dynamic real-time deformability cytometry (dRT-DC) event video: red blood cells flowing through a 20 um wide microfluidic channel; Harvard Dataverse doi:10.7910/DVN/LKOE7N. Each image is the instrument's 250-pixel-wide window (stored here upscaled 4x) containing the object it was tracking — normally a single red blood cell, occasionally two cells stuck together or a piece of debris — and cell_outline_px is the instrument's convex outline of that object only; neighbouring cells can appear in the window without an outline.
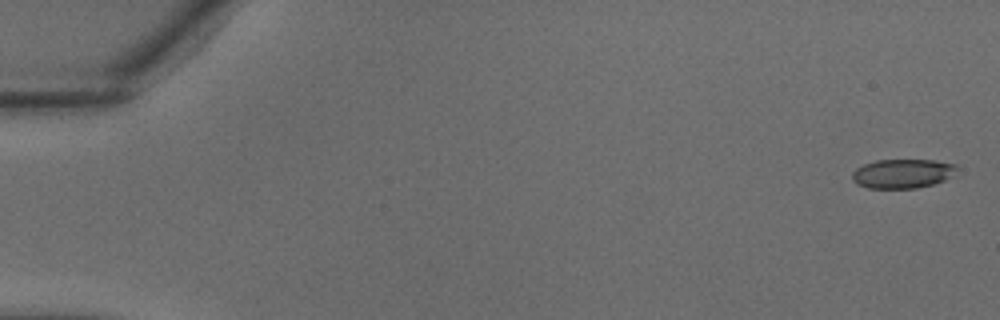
{"species": "common noctule bat (a hibernating species)", "species_latin": "Nyctalus noctula", "temperature_condition": "warm", "stored_images_in_passage": 37, "camera_frame_rate_fps": 3000, "um_per_image_px": 0.085, "animal": {"sex": "male", "body_mass_g": 18.8}, "frame": {"image": 1, "passage_image": 1, "time_ms": 0.0, "image_size_px": [1000, 320], "cell_outline_px": [[956, 168], [944, 180], [932, 184], [916, 188], [868, 188], [856, 184], [852, 180], [852, 172], [856, 168], [864, 164], [876, 160], [932, 160], [956, 164]], "centroid_in_image_um": [76.63, 14.75], "position_along_channel_um": 8.4, "area_um2": 17.57}}
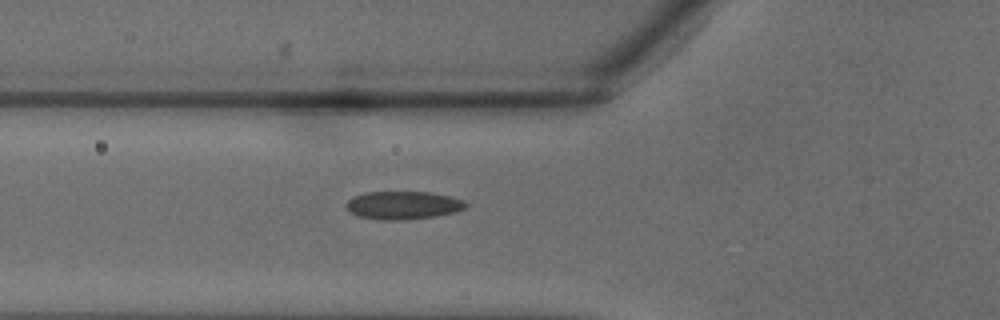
{"frame": {"image": 2, "passage_image": 14, "time_ms": 4.333, "image_size_px": [1000, 320], "cell_outline_px": [[468, 204], [464, 208], [456, 212], [436, 216], [404, 220], [384, 220], [356, 216], [348, 212], [348, 200], [352, 196], [364, 192], [428, 192], [448, 196], [464, 200]], "centroid_in_image_um": [34.25, 17.45], "position_along_channel_um": 91.6, "area_um2": 19.59}}
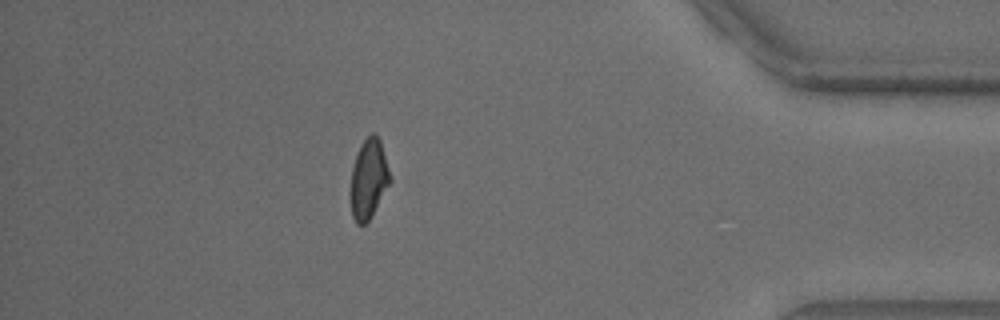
{"frame": {"image": 3, "passage_image": 33, "time_ms": 10.667, "image_size_px": [1000, 320], "cell_outline_px": [[392, 180], [368, 220], [364, 224], [356, 224], [352, 216], [352, 168], [360, 144], [372, 132], [376, 132], [380, 140]], "centroid_in_image_um": [31.35, 15.16], "position_along_channel_um": 403.8, "area_um2": 17.8}}